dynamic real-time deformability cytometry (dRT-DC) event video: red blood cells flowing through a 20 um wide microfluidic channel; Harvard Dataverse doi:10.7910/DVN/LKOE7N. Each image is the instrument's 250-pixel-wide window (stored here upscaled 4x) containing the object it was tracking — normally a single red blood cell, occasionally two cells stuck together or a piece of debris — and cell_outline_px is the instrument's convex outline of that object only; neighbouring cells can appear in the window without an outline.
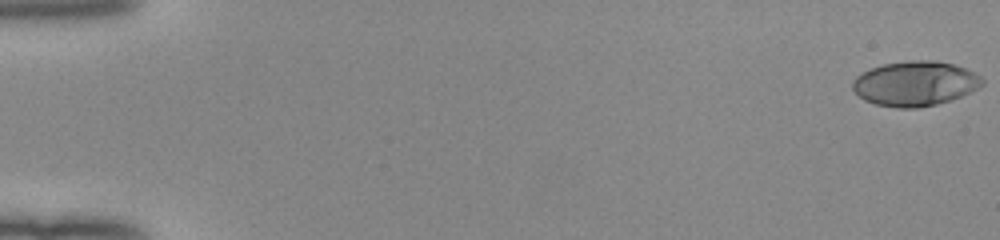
{"species": "human", "species_latin": "Homo sapiens", "temperature_condition": "room temperature", "stored_images_in_passage": 54, "segment_of_instrument_passage": [1, 2], "camera_frame_rate_fps": 3000, "um_per_image_px": 0.085, "donor": {"sex": "female"}, "frame": {"image": 1, "passage_image": 1, "time_ms": 0.0, "image_size_px": [1000, 240], "cell_outline_px": [[984, 84], [960, 96], [936, 104], [916, 108], [896, 108], [876, 104], [864, 100], [852, 88], [852, 80], [856, 76], [872, 68], [884, 64], [908, 60], [932, 60], [952, 64], [964, 68], [980, 76], [984, 80]], "centroid_in_image_um": [77.75, 7.1], "position_along_channel_um": 7.2, "area_um2": 33.47}}
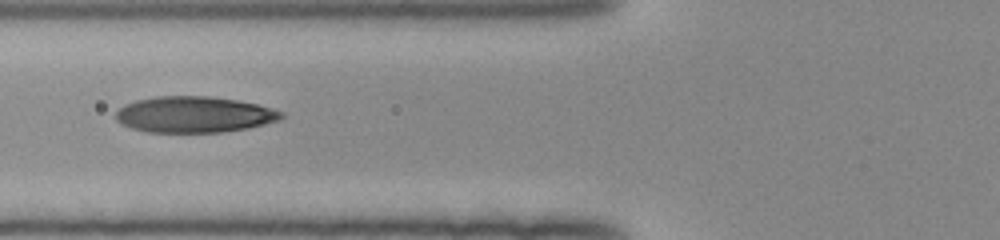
{"frame": {"image": 2, "passage_image": 22, "time_ms": 7.0, "image_size_px": [1000, 240], "cell_outline_px": [[284, 116], [280, 120], [248, 128], [224, 132], [148, 132], [132, 128], [116, 120], [116, 112], [124, 104], [136, 100], [156, 96], [208, 96], [236, 100], [256, 104], [272, 108], [284, 112]], "centroid_in_image_um": [16.52, 9.73], "position_along_channel_um": 109.3, "area_um2": 34.8}}
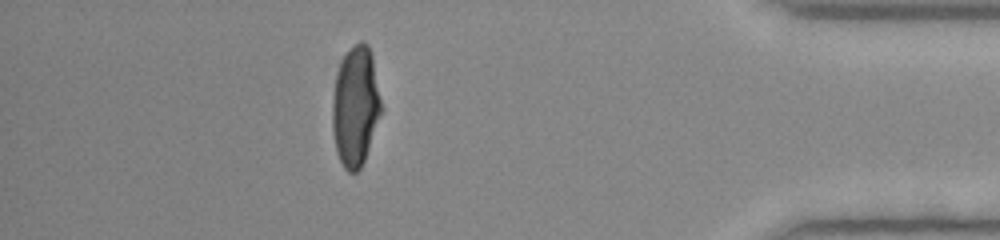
{"frame": {"image": 3, "passage_image": 47, "time_ms": 15.333, "image_size_px": [1000, 240], "cell_outline_px": [[384, 108], [364, 160], [360, 168], [356, 172], [348, 172], [344, 168], [336, 152], [332, 128], [332, 100], [336, 76], [340, 64], [348, 48], [352, 44], [360, 40], [364, 40], [368, 44], [372, 56]], "centroid_in_image_um": [30.23, 9.01], "position_along_channel_um": 405.0, "area_um2": 34.68}}